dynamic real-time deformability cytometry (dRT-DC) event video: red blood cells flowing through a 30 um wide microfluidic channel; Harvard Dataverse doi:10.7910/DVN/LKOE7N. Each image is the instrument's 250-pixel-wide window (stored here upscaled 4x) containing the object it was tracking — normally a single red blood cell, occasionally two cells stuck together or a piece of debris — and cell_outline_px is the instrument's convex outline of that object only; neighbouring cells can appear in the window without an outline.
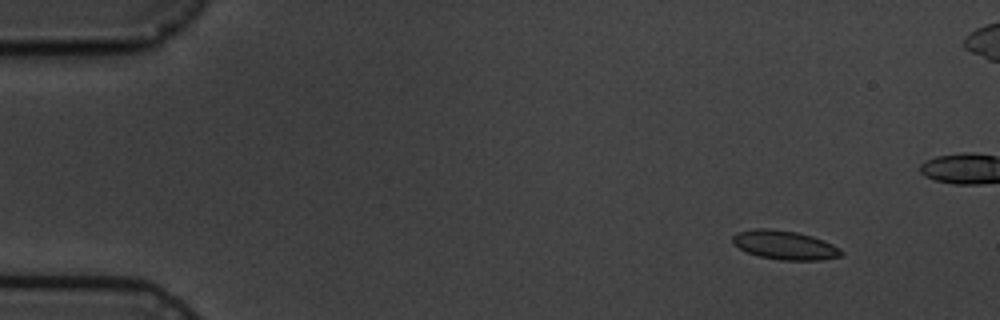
{"species": "common noctule bat (a hibernating species)", "species_latin": "Nyctalus noctula", "temperature_condition": "cold", "stored_images_in_passage": 5, "camera_frame_rate_fps": 3000, "um_per_image_px": 0.085, "animal": {"sex": "male", "body_mass_g": 19.5, "forearm_length_mm": 54.6}, "frame": {"image": 1, "passage_image": 1, "time_ms": 0.0, "image_size_px": [1000, 320], "cell_outline_px": [[844, 252], [840, 256], [820, 260], [780, 260], [760, 256], [748, 252], [732, 244], [732, 236], [736, 232], [756, 228], [768, 228], [796, 232], [812, 236], [824, 240], [840, 248]], "centroid_in_image_um": [66.69, 20.82], "position_along_channel_um": 18.3, "area_um2": 18.32}}